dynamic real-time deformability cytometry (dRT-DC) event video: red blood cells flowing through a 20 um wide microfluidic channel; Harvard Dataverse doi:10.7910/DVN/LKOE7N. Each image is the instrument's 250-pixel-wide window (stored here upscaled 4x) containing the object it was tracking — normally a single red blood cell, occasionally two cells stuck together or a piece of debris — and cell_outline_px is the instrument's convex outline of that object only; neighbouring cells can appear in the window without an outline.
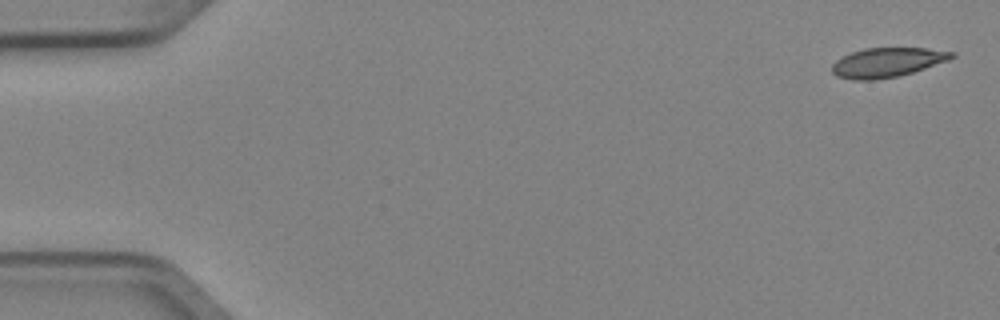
{"species": "Egyptian fruit bat (a non-hibernating species)", "species_latin": "Rousettus aegyptiacus", "temperature_condition": "cold", "stored_images_in_passage": 4, "camera_frame_rate_fps": 3000, "um_per_image_px": 0.085, "animal": {"sex": "female"}, "frame": {"image": 1, "passage_image": 1, "time_ms": 0.0, "image_size_px": [1000, 320], "cell_outline_px": [[956, 56], [948, 60], [900, 76], [876, 80], [852, 80], [836, 76], [832, 72], [832, 64], [836, 60], [852, 52], [864, 48], [928, 48], [956, 52]], "centroid_in_image_um": [75.41, 5.31], "position_along_channel_um": 9.6, "area_um2": 20.58}}